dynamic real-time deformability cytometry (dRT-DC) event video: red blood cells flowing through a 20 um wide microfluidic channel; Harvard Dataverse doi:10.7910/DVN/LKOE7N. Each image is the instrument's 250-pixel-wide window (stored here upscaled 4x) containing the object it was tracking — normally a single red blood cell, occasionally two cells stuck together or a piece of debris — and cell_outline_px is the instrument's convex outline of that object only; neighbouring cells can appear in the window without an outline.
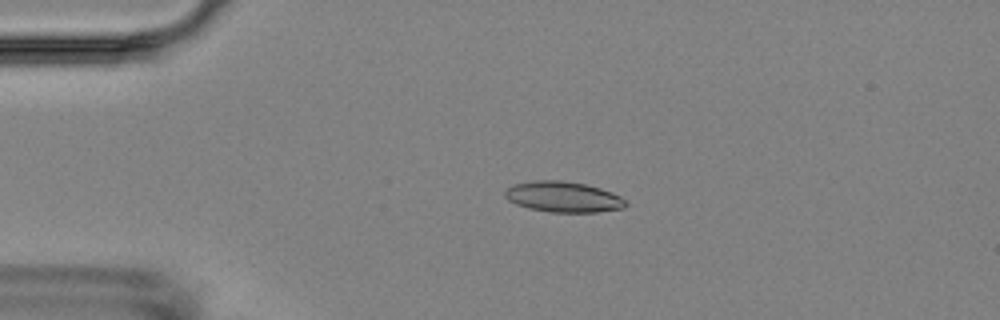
{"species": "Egyptian fruit bat (a non-hibernating species)", "species_latin": "Rousettus aegyptiacus", "temperature_condition": "room temperature", "stored_images_in_passage": 4, "camera_frame_rate_fps": 3000, "um_per_image_px": 0.085, "animal": {"sex": "female"}, "frame": {"image": 1, "passage_image": 3, "time_ms": 4.0, "image_size_px": [1000, 320], "cell_outline_px": [[628, 204], [624, 208], [596, 212], [552, 212], [528, 208], [516, 204], [508, 200], [504, 196], [504, 192], [508, 188], [516, 184], [532, 180], [560, 180], [584, 184], [600, 188], [612, 192], [620, 196]], "centroid_in_image_um": [47.88, 16.73], "position_along_channel_um": 37.1, "area_um2": 21.5}}